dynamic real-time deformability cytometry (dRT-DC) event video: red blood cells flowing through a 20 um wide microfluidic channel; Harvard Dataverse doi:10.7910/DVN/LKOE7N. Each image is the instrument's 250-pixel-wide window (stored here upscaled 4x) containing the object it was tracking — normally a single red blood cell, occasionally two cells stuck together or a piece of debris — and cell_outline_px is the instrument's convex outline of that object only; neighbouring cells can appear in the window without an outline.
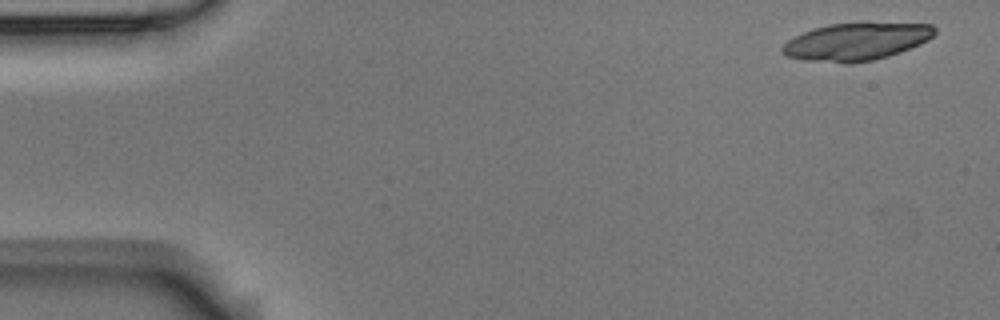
{"species": "Egyptian fruit bat (a non-hibernating species)", "species_latin": "Rousettus aegyptiacus", "temperature_condition": "room temperature", "stored_images_in_passage": 6, "camera_frame_rate_fps": 3000, "um_per_image_px": 0.085, "animal": {"sex": "male"}, "frame": {"image": 1, "passage_image": 1, "time_ms": 0.0, "image_size_px": [1000, 320], "cell_outline_px": [[936, 32], [928, 40], [920, 44], [900, 52], [888, 56], [872, 60], [848, 64], [844, 64], [804, 60], [788, 56], [780, 52], [780, 48], [788, 40], [812, 28], [828, 24], [860, 20], [868, 20], [932, 24], [936, 28]], "centroid_in_image_um": [72.82, 3.49], "position_along_channel_um": 12.2, "area_um2": 34.56}}